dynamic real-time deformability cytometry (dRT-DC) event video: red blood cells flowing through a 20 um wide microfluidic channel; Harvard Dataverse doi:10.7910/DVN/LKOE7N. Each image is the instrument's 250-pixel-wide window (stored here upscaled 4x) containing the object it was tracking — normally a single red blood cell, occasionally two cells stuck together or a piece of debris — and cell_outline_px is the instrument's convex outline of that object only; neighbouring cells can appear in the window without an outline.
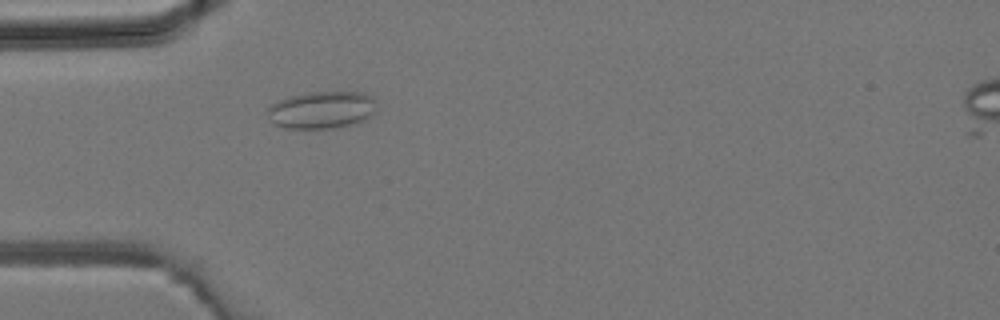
{"species": "common noctule bat (a hibernating species)", "species_latin": "Nyctalus noctula", "temperature_condition": "room temperature", "stored_images_in_passage": 31, "camera_frame_rate_fps": 3000, "um_per_image_px": 0.085, "animal": {"sex": "male", "body_mass_g": 19.2, "forearm_length_mm": 51.8}, "frame": {"image": 1, "passage_image": 2, "time_ms": 0.333, "image_size_px": [1000, 320], "cell_outline_px": [[376, 112], [364, 120], [332, 128], [284, 128], [272, 124], [268, 120], [268, 108], [276, 100], [288, 96], [304, 92], [360, 92], [376, 100]], "centroid_in_image_um": [27.29, 9.33], "position_along_channel_um": 57.7, "area_um2": 23.87}}
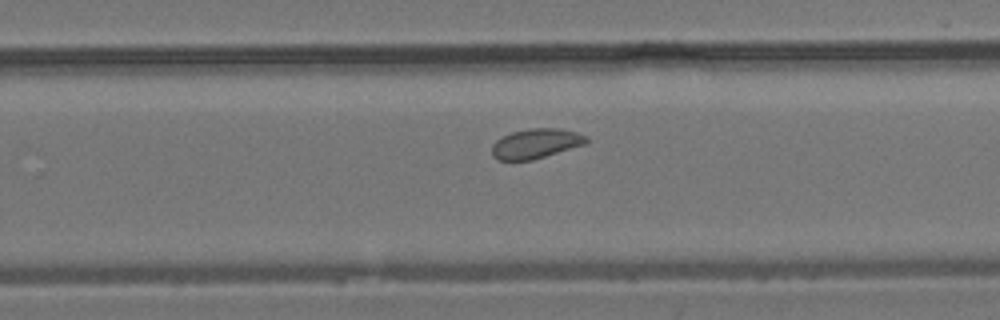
{"frame": {"image": 2, "passage_image": 16, "time_ms": 5.0, "image_size_px": [1000, 320], "cell_outline_px": [[588, 144], [532, 160], [496, 160], [492, 156], [492, 144], [496, 140], [512, 132], [528, 128], [560, 128], [576, 132], [588, 136]], "centroid_in_image_um": [45.58, 12.2], "position_along_channel_um": 284.2, "area_um2": 16.59}}
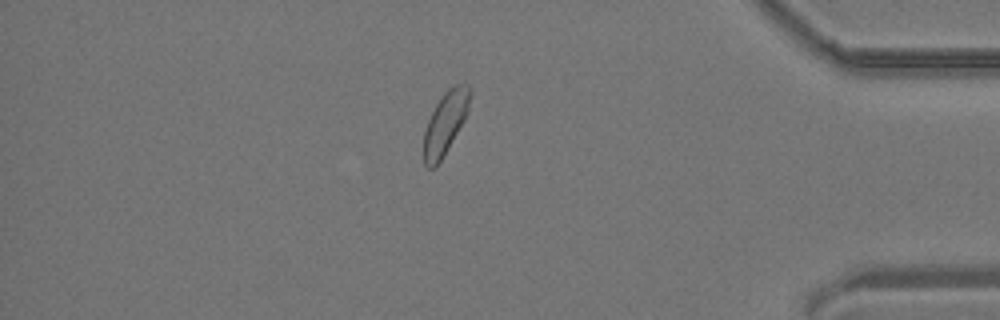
{"frame": {"image": 3, "passage_image": 25, "time_ms": 8.0, "image_size_px": [1000, 320], "cell_outline_px": [[472, 92], [468, 112], [464, 120], [436, 168], [428, 168], [424, 164], [424, 132], [428, 120], [440, 96], [448, 88], [456, 84], [468, 84], [472, 88]], "centroid_in_image_um": [37.87, 10.41], "position_along_channel_um": 397.3, "area_um2": 16.88}}